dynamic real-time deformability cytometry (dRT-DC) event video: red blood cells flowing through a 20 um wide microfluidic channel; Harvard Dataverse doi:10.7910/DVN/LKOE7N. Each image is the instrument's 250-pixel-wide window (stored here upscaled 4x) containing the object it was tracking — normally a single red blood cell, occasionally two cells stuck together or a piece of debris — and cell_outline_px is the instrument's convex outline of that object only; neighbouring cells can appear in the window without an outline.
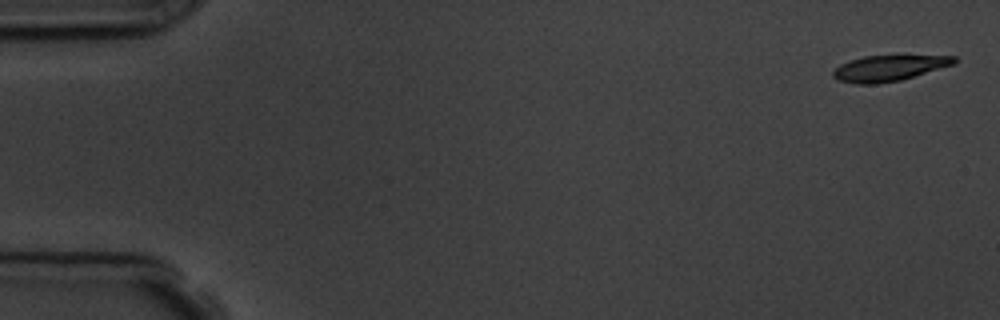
{"species": "common noctule bat (a hibernating species)", "species_latin": "Nyctalus noctula", "temperature_condition": "room temperature", "stored_images_in_passage": 4, "camera_frame_rate_fps": 3000, "um_per_image_px": 0.085, "animal": {"sex": "male", "body_mass_g": 19.5, "forearm_length_mm": 54.6}, "frame": {"image": 1, "passage_image": 1, "time_ms": 0.0, "image_size_px": [1000, 320], "cell_outline_px": [[956, 64], [900, 80], [876, 84], [856, 84], [836, 80], [832, 76], [832, 72], [840, 64], [848, 60], [864, 56], [956, 56]], "centroid_in_image_um": [75.51, 5.8], "position_along_channel_um": 9.5, "area_um2": 18.15}}